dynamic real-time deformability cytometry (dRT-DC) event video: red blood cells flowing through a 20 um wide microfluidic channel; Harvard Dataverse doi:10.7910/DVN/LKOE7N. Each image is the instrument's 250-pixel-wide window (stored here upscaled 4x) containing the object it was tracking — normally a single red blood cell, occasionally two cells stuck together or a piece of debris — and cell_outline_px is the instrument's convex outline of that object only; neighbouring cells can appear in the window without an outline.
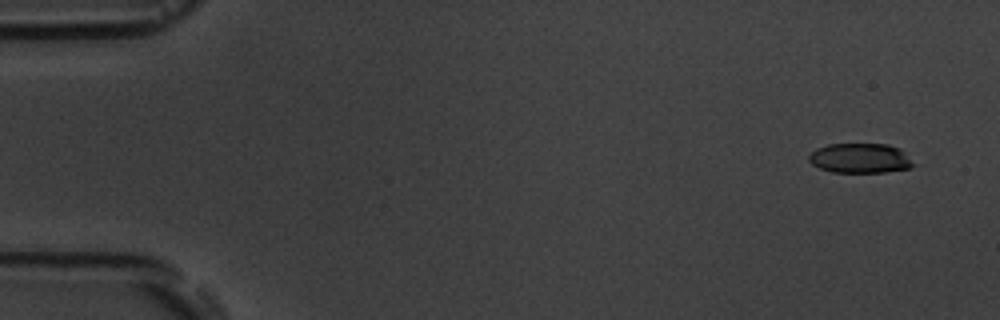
{"species": "common noctule bat (a hibernating species)", "species_latin": "Nyctalus noctula", "temperature_condition": "room temperature", "stored_images_in_passage": 5, "camera_frame_rate_fps": 3000, "um_per_image_px": 0.085, "animal": {"sex": "male", "body_mass_g": 19.5, "forearm_length_mm": 54.6}, "frame": {"image": 1, "passage_image": 1, "time_ms": 0.0, "image_size_px": [1000, 320], "cell_outline_px": [[916, 164], [908, 168], [884, 172], [832, 172], [820, 168], [812, 164], [808, 160], [808, 156], [816, 148], [828, 144], [888, 144], [900, 148]], "centroid_in_image_um": [73.11, 13.44], "position_along_channel_um": 11.9, "area_um2": 18.15}}
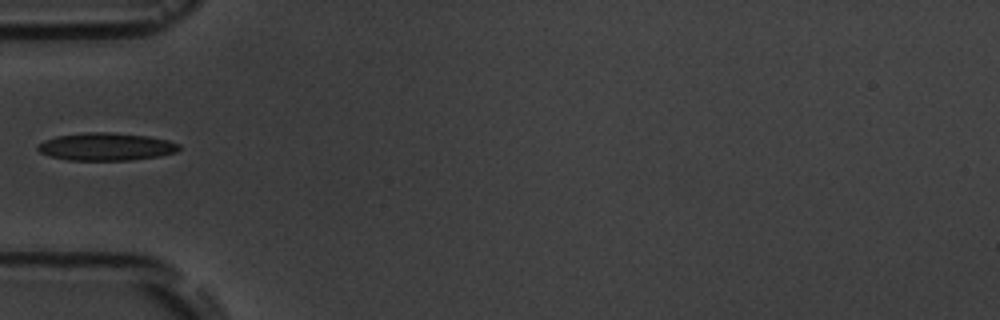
{"frame": {"image": 2, "passage_image": 5, "time_ms": 5.333, "image_size_px": [1000, 320], "cell_outline_px": [[180, 148], [176, 152], [160, 156], [132, 160], [68, 160], [48, 156], [40, 152], [36, 148], [44, 140], [56, 136], [84, 132], [112, 132], [148, 136], [168, 140], [180, 144]], "centroid_in_image_um": [9.02, 12.46], "position_along_channel_um": 76.0, "area_um2": 22.95}}